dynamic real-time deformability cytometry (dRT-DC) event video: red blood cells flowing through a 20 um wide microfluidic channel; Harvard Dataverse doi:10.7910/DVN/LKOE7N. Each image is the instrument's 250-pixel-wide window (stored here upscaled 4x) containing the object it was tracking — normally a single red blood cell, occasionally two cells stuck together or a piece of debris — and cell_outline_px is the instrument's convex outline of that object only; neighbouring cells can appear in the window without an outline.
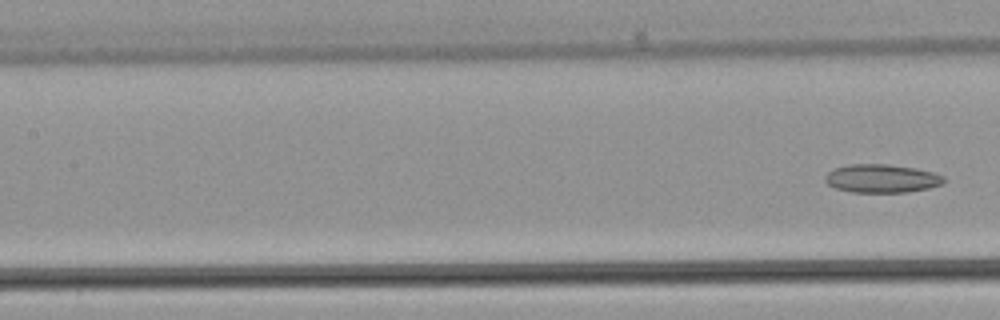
{"species": "common noctule bat (a hibernating species)", "species_latin": "Nyctalus noctula", "temperature_condition": "warm", "stored_images_in_passage": 4, "camera_frame_rate_fps": 3000, "um_per_image_px": 0.085, "animal": {"sex": "male", "body_mass_g": 21.5, "forearm_length_mm": 52.0}, "frame": {"image": 1, "passage_image": 4, "time_ms": 1.0, "image_size_px": [1000, 320], "cell_outline_px": [[944, 184], [928, 188], [908, 192], [852, 192], [836, 188], [828, 184], [824, 180], [824, 176], [832, 168], [848, 164], [884, 164], [916, 168], [932, 172], [944, 176]], "centroid_in_image_um": [74.92, 15.16], "position_along_channel_um": 132.5, "area_um2": 19.71}}